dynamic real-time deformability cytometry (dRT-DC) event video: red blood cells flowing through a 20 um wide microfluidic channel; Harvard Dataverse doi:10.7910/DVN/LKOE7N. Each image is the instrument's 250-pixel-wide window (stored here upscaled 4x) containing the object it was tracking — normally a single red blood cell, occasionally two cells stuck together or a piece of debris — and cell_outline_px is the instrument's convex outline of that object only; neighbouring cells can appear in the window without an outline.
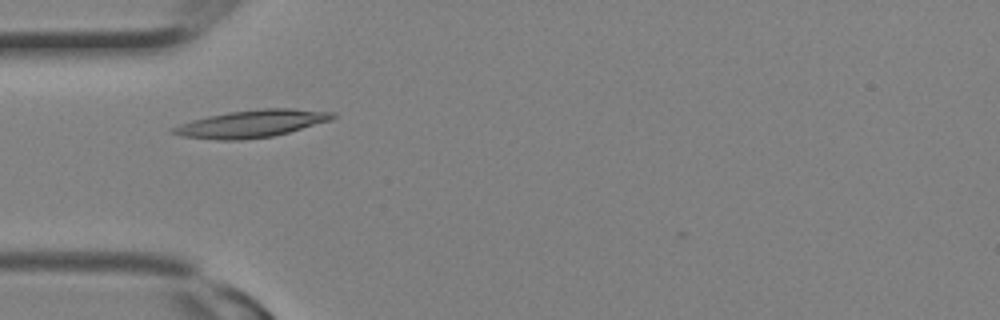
{"species": "Egyptian fruit bat (a non-hibernating species)", "species_latin": "Rousettus aegyptiacus", "temperature_condition": "room temperature", "stored_images_in_passage": 17, "camera_frame_rate_fps": 3000, "um_per_image_px": 0.085, "animal": {"sex": "female"}, "frame": {"image": 1, "passage_image": 7, "time_ms": 2.0, "image_size_px": [1000, 320], "cell_outline_px": [[336, 116], [332, 120], [288, 132], [272, 136], [240, 140], [216, 140], [180, 136], [168, 132], [168, 128], [192, 120], [208, 116], [228, 112], [264, 108], [292, 108], [336, 112]], "centroid_in_image_um": [21.35, 10.51], "position_along_channel_um": 63.6, "area_um2": 25.61}}
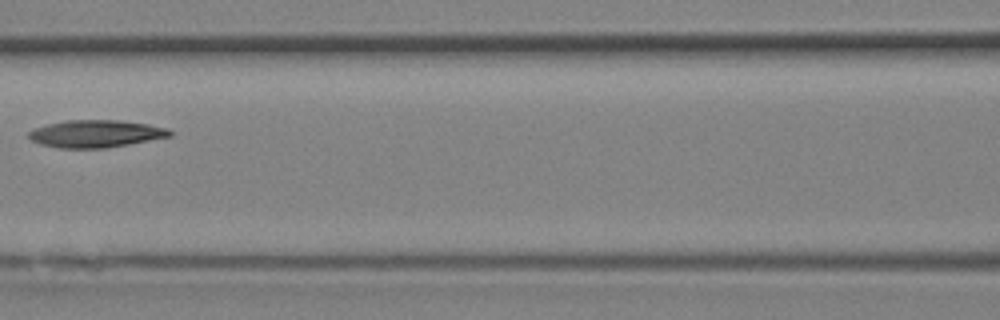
{"frame": {"image": 2, "passage_image": 11, "time_ms": 3.333, "image_size_px": [1000, 320], "cell_outline_px": [[172, 136], [128, 144], [104, 148], [56, 148], [40, 144], [32, 140], [28, 136], [28, 132], [36, 128], [48, 124], [68, 120], [120, 120], [148, 124], [168, 128], [172, 132]], "centroid_in_image_um": [8.15, 11.36], "position_along_channel_um": 158.4, "area_um2": 22.43}}
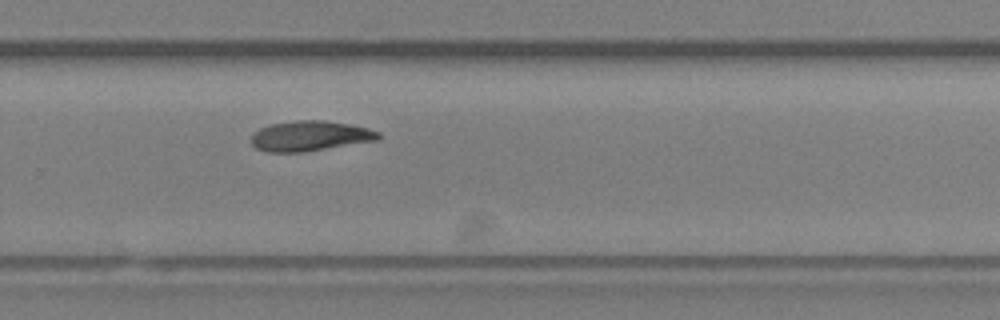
{"frame": {"image": 3, "passage_image": 17, "time_ms": 5.333, "image_size_px": [1000, 320], "cell_outline_px": [[380, 136], [376, 140], [304, 152], [268, 152], [256, 148], [252, 144], [252, 132], [260, 128], [272, 124], [296, 120], [324, 120], [352, 124], [368, 128], [380, 132]], "centroid_in_image_um": [26.34, 11.55], "position_along_channel_um": 303.5, "area_um2": 22.31}}